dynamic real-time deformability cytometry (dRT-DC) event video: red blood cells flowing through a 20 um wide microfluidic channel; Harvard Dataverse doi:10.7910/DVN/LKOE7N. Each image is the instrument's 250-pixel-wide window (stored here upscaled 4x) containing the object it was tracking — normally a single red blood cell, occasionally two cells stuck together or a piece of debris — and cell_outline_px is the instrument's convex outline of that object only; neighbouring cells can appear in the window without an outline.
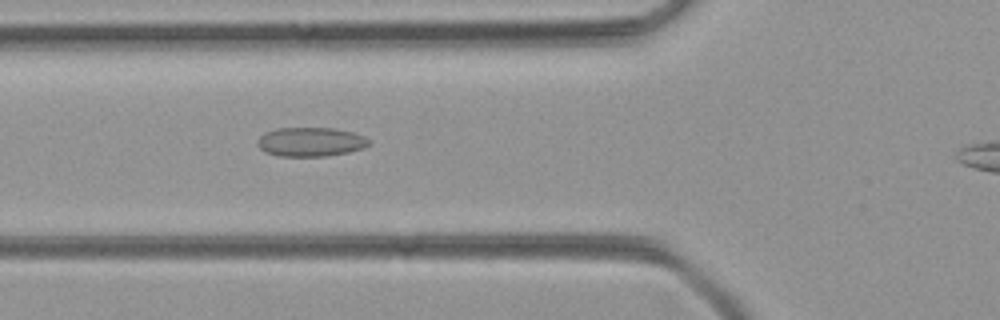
{"species": "common noctule bat (a hibernating species)", "species_latin": "Nyctalus noctula", "temperature_condition": "room temperature", "stored_images_in_passage": 31, "camera_frame_rate_fps": 3000, "um_per_image_px": 0.085, "animal": {"sex": "female", "body_mass_g": 21.9}, "frame": {"image": 1, "passage_image": 6, "time_ms": 1.667, "image_size_px": [1000, 320], "cell_outline_px": [[372, 144], [364, 148], [348, 152], [324, 156], [280, 156], [264, 152], [256, 144], [256, 140], [264, 132], [276, 128], [332, 128], [352, 132], [364, 136], [372, 140]], "centroid_in_image_um": [26.4, 12.06], "position_along_channel_um": 99.4, "area_um2": 19.13}}
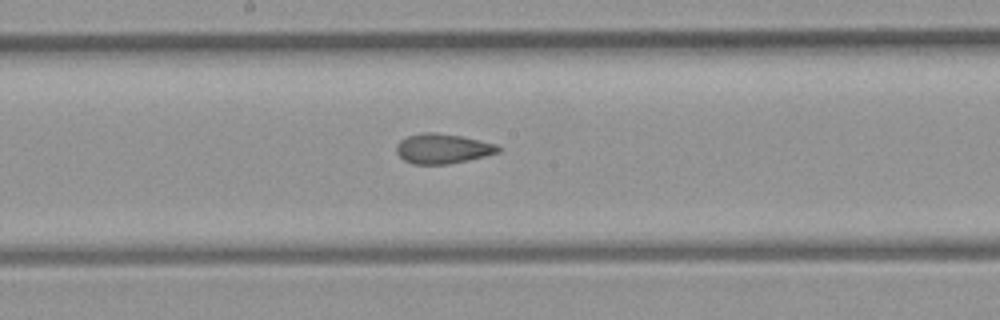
{"frame": {"image": 2, "passage_image": 14, "time_ms": 4.333, "image_size_px": [1000, 320], "cell_outline_px": [[500, 152], [468, 160], [448, 164], [412, 164], [404, 160], [396, 152], [396, 144], [400, 140], [408, 136], [424, 132], [436, 132], [460, 136], [496, 144], [500, 148]], "centroid_in_image_um": [37.6, 12.63], "position_along_channel_um": 210.6, "area_um2": 17.63}}
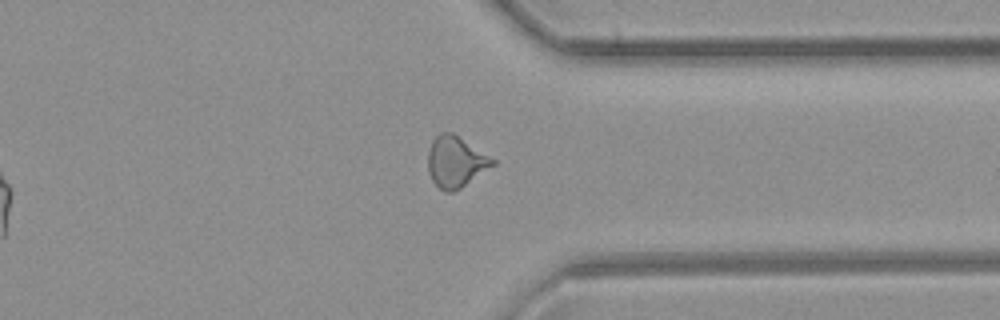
{"frame": {"image": 3, "passage_image": 26, "time_ms": 8.333, "image_size_px": [1000, 320], "cell_outline_px": [[496, 164], [460, 188], [452, 192], [444, 192], [432, 180], [428, 168], [428, 152], [432, 140], [440, 132], [452, 132], [496, 160]], "centroid_in_image_um": [38.73, 13.75], "position_along_channel_um": 372.7, "area_um2": 19.07}}